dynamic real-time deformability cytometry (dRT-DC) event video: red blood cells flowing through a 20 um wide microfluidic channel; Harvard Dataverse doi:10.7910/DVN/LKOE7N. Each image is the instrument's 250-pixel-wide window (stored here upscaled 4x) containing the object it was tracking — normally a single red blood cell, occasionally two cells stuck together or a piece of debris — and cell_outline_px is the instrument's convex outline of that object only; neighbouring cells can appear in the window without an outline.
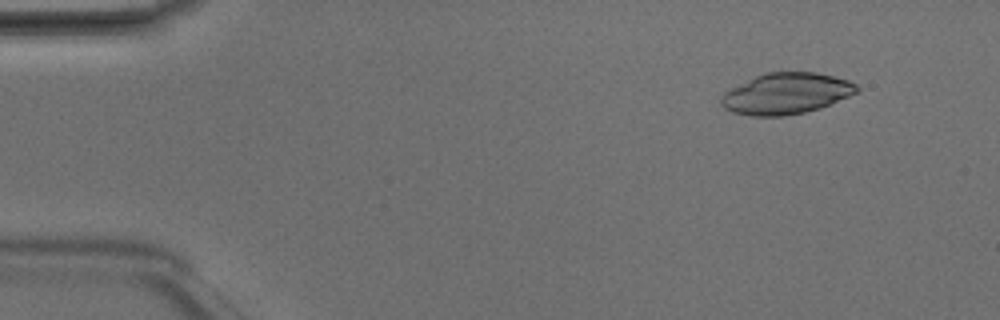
{"species": "Egyptian fruit bat (a non-hibernating species)", "species_latin": "Rousettus aegyptiacus", "temperature_condition": "room temperature", "stored_images_in_passage": 4, "camera_frame_rate_fps": 3000, "um_per_image_px": 0.085, "animal": {"sex": "male"}, "frame": {"image": 1, "passage_image": 2, "time_ms": 0.333, "image_size_px": [1000, 320], "cell_outline_px": [[860, 88], [856, 92], [848, 96], [820, 108], [804, 112], [784, 116], [752, 116], [732, 112], [724, 108], [720, 104], [720, 100], [724, 92], [764, 72], [816, 72], [848, 80], [856, 84]], "centroid_in_image_um": [66.81, 7.95], "position_along_channel_um": 18.2, "area_um2": 32.25}}